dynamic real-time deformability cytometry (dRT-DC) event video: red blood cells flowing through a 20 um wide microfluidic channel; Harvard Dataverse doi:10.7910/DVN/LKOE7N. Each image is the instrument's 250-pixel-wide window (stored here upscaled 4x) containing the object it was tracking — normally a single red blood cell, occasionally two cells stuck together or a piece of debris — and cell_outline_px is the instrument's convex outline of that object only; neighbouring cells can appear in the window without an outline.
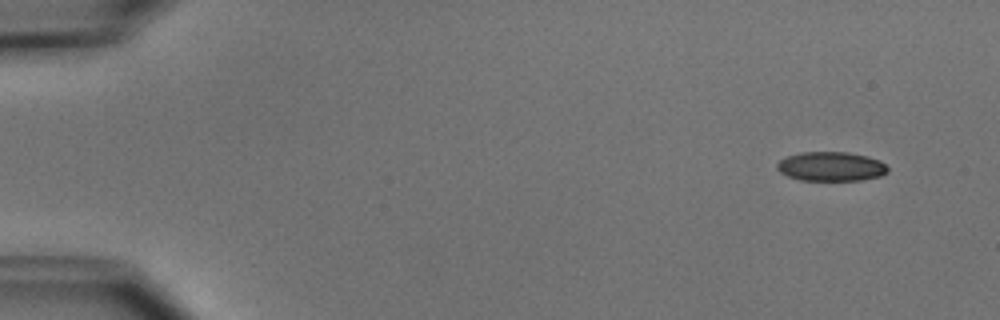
{"species": "common noctule bat (a hibernating species)", "species_latin": "Nyctalus noctula", "temperature_condition": "cold", "stored_images_in_passage": 6, "camera_frame_rate_fps": 3000, "um_per_image_px": 0.085, "animal": {"sex": "male", "body_mass_g": 15.6}, "frame": {"image": 1, "passage_image": 1, "time_ms": 0.0, "image_size_px": [1000, 320], "cell_outline_px": [[888, 172], [880, 176], [860, 180], [800, 180], [788, 176], [780, 172], [776, 168], [776, 164], [780, 160], [788, 156], [800, 152], [848, 152], [868, 156], [880, 160], [888, 168]], "centroid_in_image_um": [70.64, 14.14], "position_along_channel_um": 14.4, "area_um2": 18.9}}
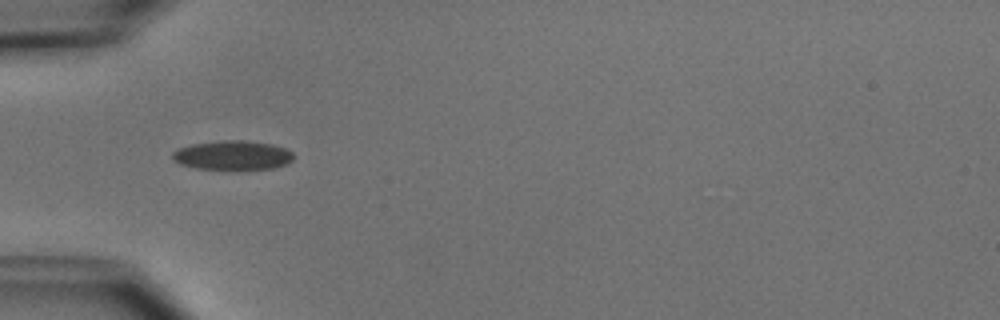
{"frame": {"image": 2, "passage_image": 4, "time_ms": 4.333, "image_size_px": [1000, 320], "cell_outline_px": [[292, 160], [288, 164], [272, 168], [196, 168], [180, 164], [172, 160], [172, 152], [180, 148], [192, 144], [224, 140], [244, 140], [272, 144], [284, 148], [292, 152]], "centroid_in_image_um": [19.76, 13.18], "position_along_channel_um": 65.2, "area_um2": 20.23}}